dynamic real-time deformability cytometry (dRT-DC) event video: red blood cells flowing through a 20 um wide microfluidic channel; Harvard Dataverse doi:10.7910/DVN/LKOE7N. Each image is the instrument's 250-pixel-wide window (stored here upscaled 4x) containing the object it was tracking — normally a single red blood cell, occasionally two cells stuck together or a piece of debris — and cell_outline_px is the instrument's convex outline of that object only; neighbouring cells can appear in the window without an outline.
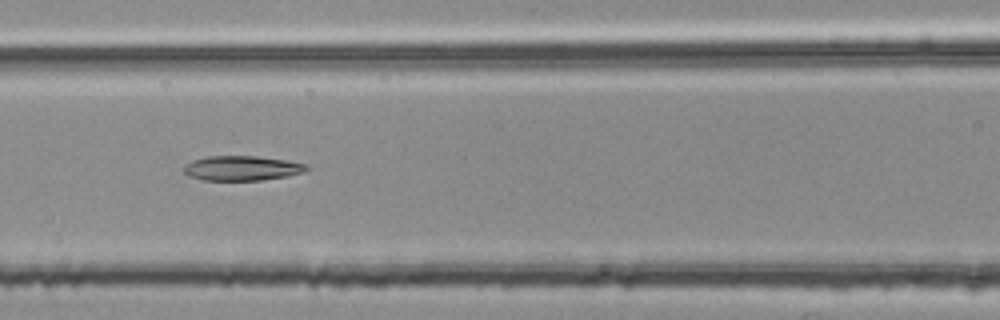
{"species": "common noctule bat (a hibernating species)", "species_latin": "Nyctalus noctula", "temperature_condition": "room temperature", "stored_images_in_passage": 55, "segment_of_instrument_passage": [2, 2], "camera_frame_rate_fps": 3000, "um_per_image_px": 0.085, "animal": {"sex": "female", "body_mass_g": 25.1}, "frame": {"image": 1, "passage_image": 24, "time_ms": 7.667, "image_size_px": [1000, 320], "cell_outline_px": [[308, 168], [304, 172], [288, 176], [260, 180], [204, 180], [192, 176], [184, 172], [184, 168], [192, 160], [208, 156], [256, 156], [288, 160], [308, 164]], "centroid_in_image_um": [20.62, 14.29], "position_along_channel_um": 146.0, "area_um2": 17.57}}
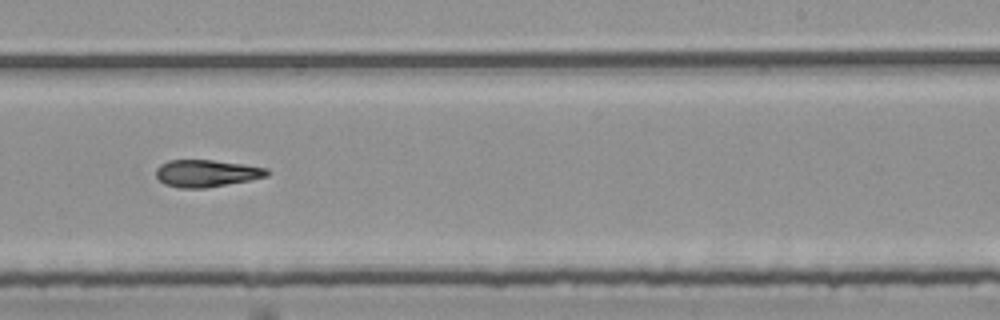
{"frame": {"image": 2, "passage_image": 34, "time_ms": 11.0, "image_size_px": [1000, 320], "cell_outline_px": [[268, 176], [208, 188], [180, 188], [164, 184], [156, 176], [156, 168], [160, 164], [168, 160], [212, 160], [268, 168]], "centroid_in_image_um": [17.51, 14.73], "position_along_channel_um": 271.5, "area_um2": 17.46}}
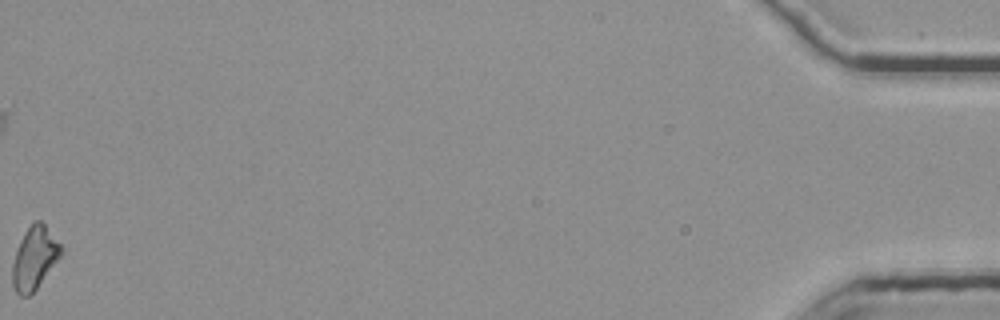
{"frame": {"image": 3, "passage_image": 55, "time_ms": 18.0, "image_size_px": [1000, 320], "cell_outline_px": [[64, 248], [60, 256], [36, 288], [28, 296], [20, 296], [12, 288], [12, 264], [20, 240], [24, 232], [36, 220], [40, 220], [44, 224]], "centroid_in_image_um": [2.91, 21.94], "position_along_channel_um": 432.3, "area_um2": 17.46}}